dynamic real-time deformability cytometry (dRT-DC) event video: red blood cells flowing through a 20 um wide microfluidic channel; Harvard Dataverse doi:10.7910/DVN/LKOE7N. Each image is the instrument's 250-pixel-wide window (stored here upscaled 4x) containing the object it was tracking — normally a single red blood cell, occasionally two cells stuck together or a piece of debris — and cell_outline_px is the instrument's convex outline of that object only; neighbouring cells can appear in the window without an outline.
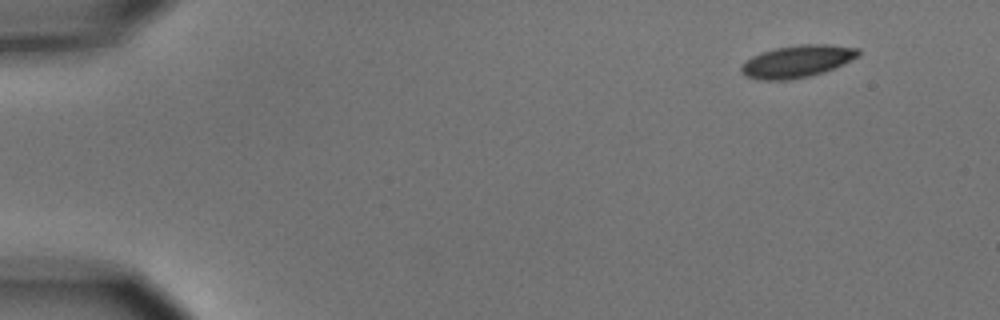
{"species": "common noctule bat (a hibernating species)", "species_latin": "Nyctalus noctula", "temperature_condition": "cold", "stored_images_in_passage": 5, "camera_frame_rate_fps": 3000, "um_per_image_px": 0.085, "animal": {"sex": "male", "body_mass_g": 15.6}, "frame": {"image": 1, "passage_image": 1, "time_ms": 0.0, "image_size_px": [1000, 320], "cell_outline_px": [[860, 56], [844, 64], [824, 72], [808, 76], [788, 80], [760, 80], [748, 76], [740, 72], [740, 64], [744, 60], [760, 52], [776, 48], [800, 44], [828, 44], [860, 48]], "centroid_in_image_um": [67.76, 5.21], "position_along_channel_um": 17.2, "area_um2": 22.25}}